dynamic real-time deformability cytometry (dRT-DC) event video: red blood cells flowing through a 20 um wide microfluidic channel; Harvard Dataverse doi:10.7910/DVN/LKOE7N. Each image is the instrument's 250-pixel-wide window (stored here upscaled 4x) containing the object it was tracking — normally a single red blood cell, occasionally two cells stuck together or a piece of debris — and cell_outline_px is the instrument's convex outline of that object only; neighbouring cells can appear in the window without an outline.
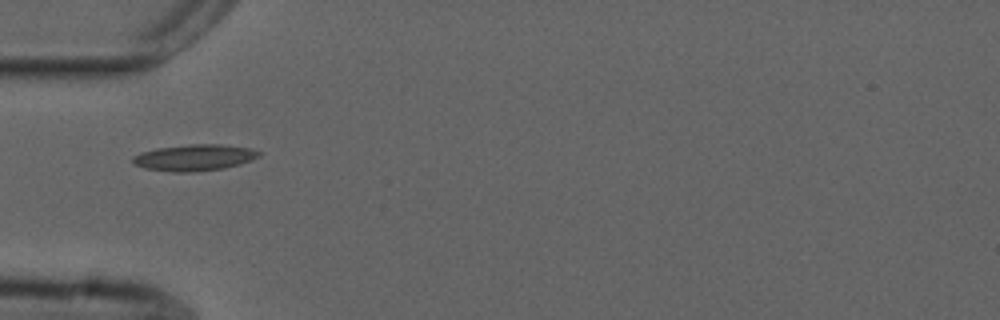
{"species": "common noctule bat (a hibernating species)", "species_latin": "Nyctalus noctula", "temperature_condition": "cold", "stored_images_in_passage": 13, "camera_frame_rate_fps": 3000, "um_per_image_px": 0.085, "animal": {"sex": "male", "forearm_length_mm": 52.5}, "frame": {"image": 1, "passage_image": 1, "time_ms": 0.0, "image_size_px": [1000, 320], "cell_outline_px": [[260, 156], [252, 160], [240, 164], [224, 168], [196, 172], [172, 172], [144, 168], [136, 164], [132, 160], [132, 156], [140, 152], [156, 148], [192, 144], [220, 144], [248, 148], [260, 152]], "centroid_in_image_um": [16.51, 13.4], "position_along_channel_um": 68.5, "area_um2": 19.36}}
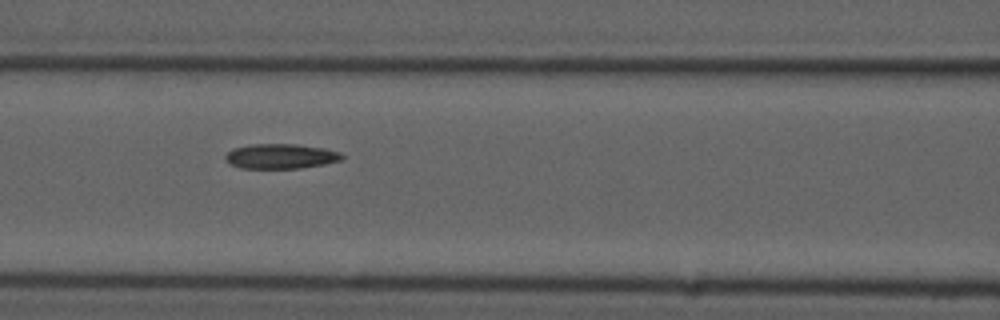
{"frame": {"image": 2, "passage_image": 7, "time_ms": 2.0, "image_size_px": [1000, 320], "cell_outline_px": [[344, 156], [340, 160], [324, 164], [300, 168], [240, 168], [232, 164], [224, 156], [228, 152], [236, 148], [252, 144], [296, 144], [324, 148], [340, 152]], "centroid_in_image_um": [23.89, 13.28], "position_along_channel_um": 142.7, "area_um2": 16.65}}
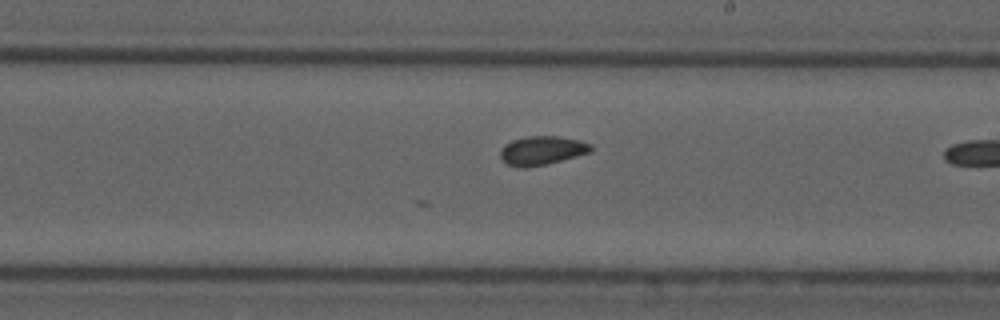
{"frame": {"image": 3, "passage_image": 12, "time_ms": 3.667, "image_size_px": [1000, 320], "cell_outline_px": [[592, 152], [544, 164], [524, 168], [520, 168], [508, 164], [500, 160], [500, 152], [504, 144], [512, 140], [528, 136], [556, 136], [580, 140], [592, 144]], "centroid_in_image_um": [46.05, 12.78], "position_along_channel_um": 243.0, "area_um2": 15.2}}